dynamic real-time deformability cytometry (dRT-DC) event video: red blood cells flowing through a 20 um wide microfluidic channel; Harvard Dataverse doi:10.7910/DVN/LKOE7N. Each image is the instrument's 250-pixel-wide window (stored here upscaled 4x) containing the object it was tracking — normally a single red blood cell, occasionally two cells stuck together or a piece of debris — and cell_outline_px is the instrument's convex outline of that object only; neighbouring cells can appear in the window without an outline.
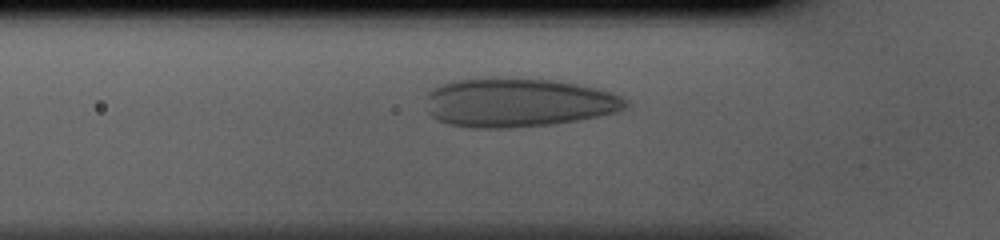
{"species": "human", "species_latin": "Homo sapiens", "temperature_condition": "cold", "stored_images_in_passage": 34, "camera_frame_rate_fps": 3000, "um_per_image_px": 0.085, "donor": {"sex": "male"}, "frame": {"image": 1, "passage_image": 10, "time_ms": 3.0, "image_size_px": [1000, 240], "cell_outline_px": [[628, 100], [624, 108], [616, 112], [576, 120], [552, 124], [508, 128], [472, 128], [448, 124], [436, 120], [428, 112], [428, 92], [432, 88], [440, 84], [456, 80], [496, 76], [556, 80], [576, 84], [608, 92], [620, 96]], "centroid_in_image_um": [43.97, 8.7], "position_along_channel_um": 81.8, "area_um2": 57.11}}
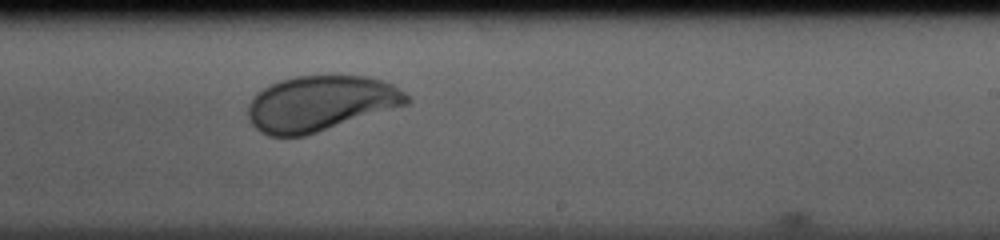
{"frame": {"image": 2, "passage_image": 23, "time_ms": 7.333, "image_size_px": [1000, 240], "cell_outline_px": [[412, 100], [408, 104], [304, 136], [268, 136], [260, 132], [248, 120], [248, 104], [256, 92], [268, 84], [280, 80], [296, 76], [364, 76], [384, 80], [392, 84], [404, 92]], "centroid_in_image_um": [27.2, 8.79], "position_along_channel_um": 261.8, "area_um2": 51.21}}
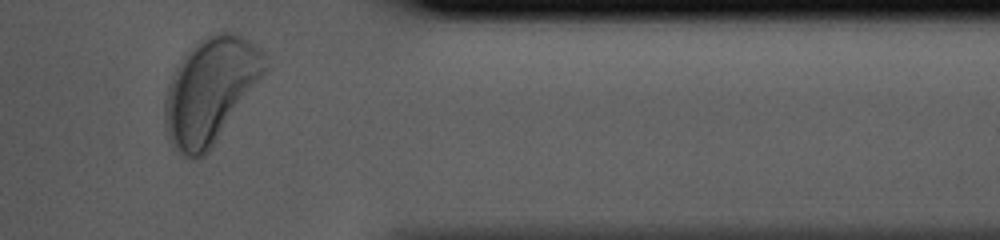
{"frame": {"image": 3, "passage_image": 33, "time_ms": 10.667, "image_size_px": [1000, 240], "cell_outline_px": [[268, 68], [212, 148], [200, 160], [192, 160], [184, 156], [168, 140], [164, 124], [164, 100], [168, 84], [176, 64], [200, 40], [216, 32], [236, 32], [244, 36], [256, 44], [268, 56]], "centroid_in_image_um": [17.89, 7.69], "position_along_channel_um": 393.5, "area_um2": 61.85}}